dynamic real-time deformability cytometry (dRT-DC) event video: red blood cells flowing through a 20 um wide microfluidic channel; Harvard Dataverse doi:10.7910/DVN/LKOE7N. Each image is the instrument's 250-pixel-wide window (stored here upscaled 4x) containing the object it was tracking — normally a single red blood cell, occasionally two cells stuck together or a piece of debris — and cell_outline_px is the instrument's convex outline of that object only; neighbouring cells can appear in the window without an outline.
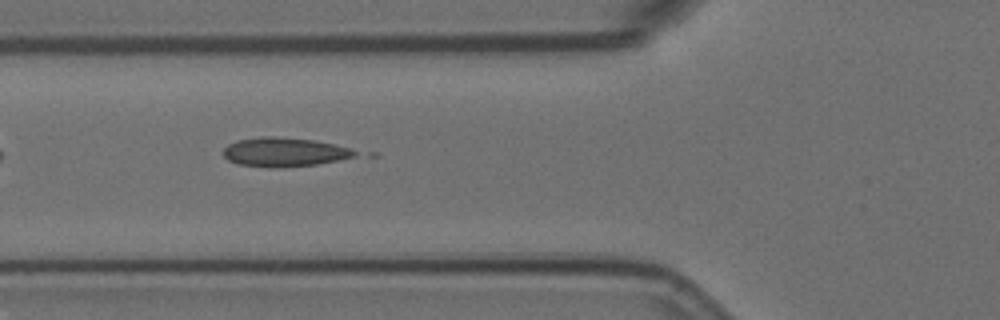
{"species": "Egyptian fruit bat (a non-hibernating species)", "species_latin": "Rousettus aegyptiacus", "temperature_condition": "room temperature", "stored_images_in_passage": 6, "camera_frame_rate_fps": 3000, "um_per_image_px": 0.085, "animal": {"sex": "female"}, "frame": {"image": 1, "passage_image": 6, "time_ms": 1.667, "image_size_px": [1000, 320], "cell_outline_px": [[356, 156], [316, 164], [272, 168], [236, 164], [228, 160], [224, 156], [224, 148], [228, 144], [236, 140], [264, 136], [272, 136], [312, 140], [332, 144], [348, 148], [356, 152]], "centroid_in_image_um": [24.08, 12.93], "position_along_channel_um": 101.7, "area_um2": 21.96}}